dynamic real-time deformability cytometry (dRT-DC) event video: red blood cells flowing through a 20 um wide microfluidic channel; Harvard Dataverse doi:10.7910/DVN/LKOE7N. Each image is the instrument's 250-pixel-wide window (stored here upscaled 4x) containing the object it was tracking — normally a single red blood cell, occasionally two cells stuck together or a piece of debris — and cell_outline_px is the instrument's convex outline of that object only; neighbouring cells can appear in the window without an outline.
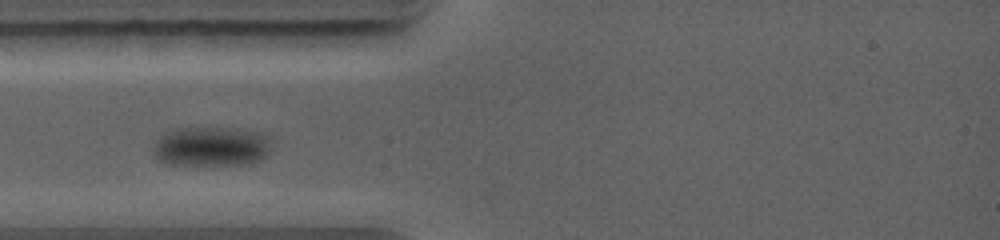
{"species": "common noctule bat (a hibernating species)", "species_latin": "Nyctalus noctula", "temperature_condition": "warm", "stored_images_in_passage": 5, "camera_frame_rate_fps": 5000, "um_per_image_px": 0.085, "animal": {"sex": "female", "body_mass_g": 19.0, "forearm_length_mm": 56.7}, "frame": {"image": 1, "passage_image": 3, "time_ms": 1.8, "image_size_px": [1000, 240], "cell_outline_px": [[268, 152], [264, 156], [256, 160], [240, 164], [164, 164], [156, 156], [156, 140], [164, 132], [176, 128], [228, 128], [252, 132], [264, 136], [268, 148]], "centroid_in_image_um": [17.84, 12.44], "position_along_channel_um": 67.2, "area_um2": 26.13}}
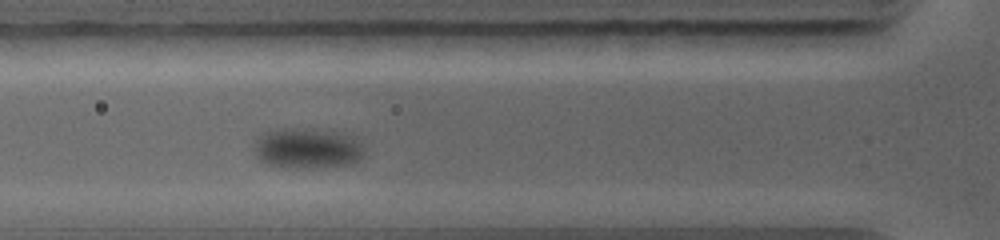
{"frame": {"image": 2, "passage_image": 4, "time_ms": 2.6, "image_size_px": [1000, 240], "cell_outline_px": [[364, 156], [360, 160], [348, 164], [312, 168], [284, 168], [268, 164], [260, 160], [256, 156], [252, 140], [260, 132], [280, 128], [312, 128], [340, 132], [356, 136], [360, 140], [364, 152]], "centroid_in_image_um": [26.09, 12.58], "position_along_channel_um": 99.7, "area_um2": 26.93}}
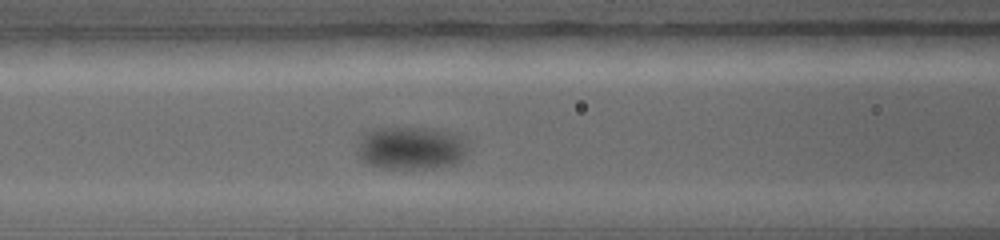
{"frame": {"image": 3, "passage_image": 5, "time_ms": 3.4, "image_size_px": [1000, 240], "cell_outline_px": [[464, 152], [452, 164], [432, 168], [380, 168], [364, 164], [356, 152], [356, 148], [360, 132], [372, 128], [440, 128], [452, 132], [460, 136], [464, 148]], "centroid_in_image_um": [34.75, 12.55], "position_along_channel_um": 131.8, "area_um2": 27.8}}